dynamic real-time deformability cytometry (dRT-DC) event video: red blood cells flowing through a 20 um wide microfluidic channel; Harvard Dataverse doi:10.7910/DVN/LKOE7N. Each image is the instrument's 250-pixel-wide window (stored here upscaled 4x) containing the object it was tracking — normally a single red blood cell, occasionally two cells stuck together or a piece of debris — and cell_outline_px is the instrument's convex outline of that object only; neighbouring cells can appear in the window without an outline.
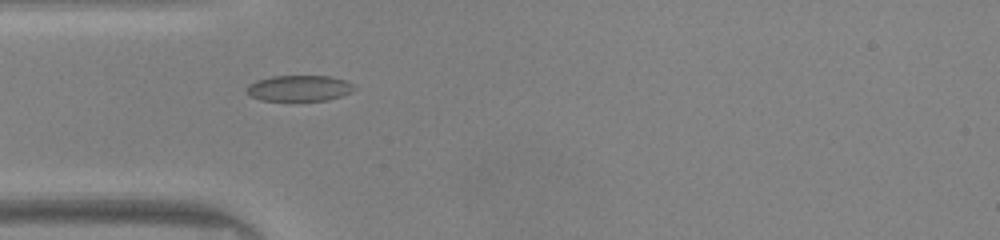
{"species": "common noctule bat (a hibernating species)", "species_latin": "Nyctalus noctula", "temperature_condition": "warm", "stored_images_in_passage": 35, "camera_frame_rate_fps": 3000, "um_per_image_px": 0.085, "animal": {"sex": "male", "body_mass_g": 20.0, "forearm_length_mm": 53.3}, "frame": {"image": 1, "passage_image": 1, "time_ms": 0.0, "image_size_px": [1000, 240], "cell_outline_px": [[356, 88], [352, 92], [328, 100], [260, 100], [252, 96], [248, 92], [248, 84], [256, 80], [272, 76], [328, 76], [348, 80]], "centroid_in_image_um": [25.47, 7.48], "position_along_channel_um": 59.5, "area_um2": 16.13}}
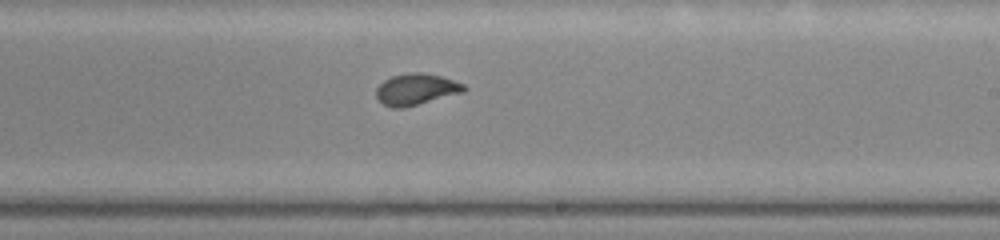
{"frame": {"image": 2, "passage_image": 15, "time_ms": 4.667, "image_size_px": [1000, 240], "cell_outline_px": [[468, 88], [464, 92], [404, 108], [392, 108], [384, 104], [376, 96], [376, 88], [384, 80], [392, 76], [408, 72], [424, 72], [440, 76], [464, 84]], "centroid_in_image_um": [35.38, 7.58], "position_along_channel_um": 253.6, "area_um2": 16.07}}
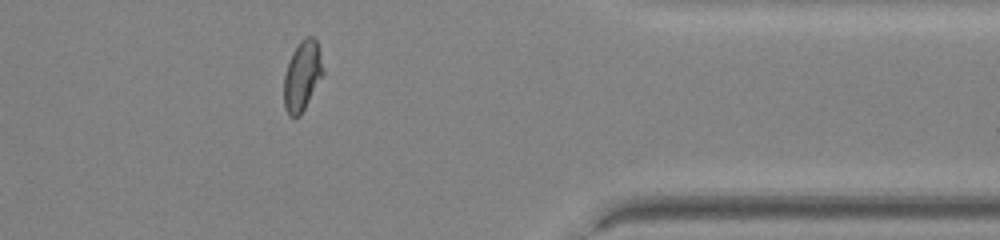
{"frame": {"image": 3, "passage_image": 26, "time_ms": 8.333, "image_size_px": [1000, 240], "cell_outline_px": [[324, 72], [300, 116], [288, 116], [284, 108], [284, 76], [288, 60], [292, 52], [300, 40], [304, 36], [312, 36], [316, 40], [320, 48]], "centroid_in_image_um": [25.68, 6.4], "position_along_channel_um": 385.7, "area_um2": 16.07}}